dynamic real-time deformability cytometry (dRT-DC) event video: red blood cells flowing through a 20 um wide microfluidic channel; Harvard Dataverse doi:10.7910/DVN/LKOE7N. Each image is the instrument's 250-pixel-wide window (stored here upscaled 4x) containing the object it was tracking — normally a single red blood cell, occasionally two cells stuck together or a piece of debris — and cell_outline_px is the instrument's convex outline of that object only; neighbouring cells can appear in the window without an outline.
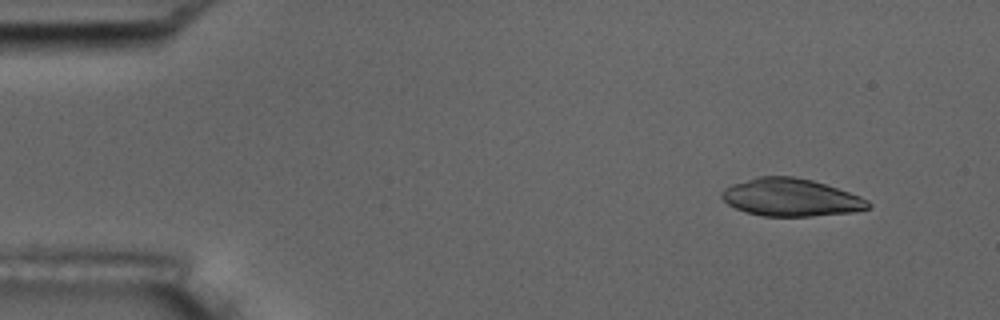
{"species": "common noctule bat (a hibernating species)", "species_latin": "Nyctalus noctula", "temperature_condition": "room temperature", "stored_images_in_passage": 5, "camera_frame_rate_fps": 3000, "um_per_image_px": 0.085, "animal": {"sex": "male", "body_mass_g": 17.5, "forearm_length_mm": 52.3}, "frame": {"image": 1, "passage_image": 2, "time_ms": 1.0, "image_size_px": [1000, 320], "cell_outline_px": [[872, 204], [868, 208], [852, 212], [808, 216], [764, 216], [744, 212], [728, 204], [720, 196], [720, 192], [724, 188], [732, 184], [760, 176], [792, 176], [812, 180], [860, 196], [868, 200]], "centroid_in_image_um": [67.19, 16.78], "position_along_channel_um": 17.8, "area_um2": 31.91}}